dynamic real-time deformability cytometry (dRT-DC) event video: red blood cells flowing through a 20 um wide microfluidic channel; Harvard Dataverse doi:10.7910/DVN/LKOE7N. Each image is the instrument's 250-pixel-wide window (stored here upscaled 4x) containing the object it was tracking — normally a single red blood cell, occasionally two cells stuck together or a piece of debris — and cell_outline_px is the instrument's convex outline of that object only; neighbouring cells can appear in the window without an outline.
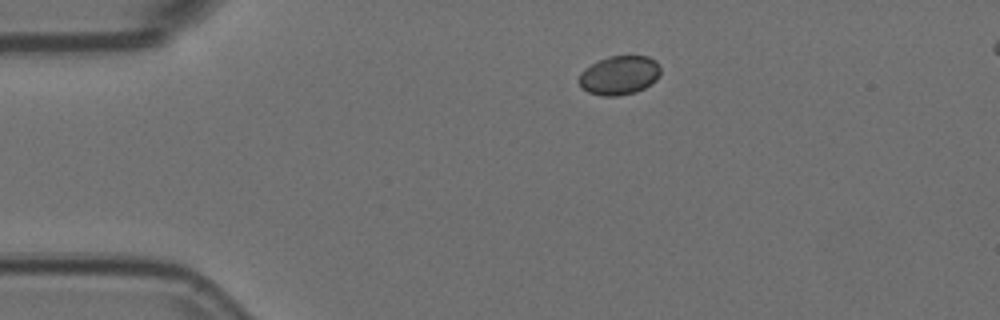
{"species": "Egyptian fruit bat (a non-hibernating species)", "species_latin": "Rousettus aegyptiacus", "temperature_condition": "room temperature", "stored_images_in_passage": 47, "camera_frame_rate_fps": 3000, "um_per_image_px": 0.085, "animal": {"sex": "female"}, "frame": {"image": 1, "passage_image": 1, "time_ms": 0.0, "image_size_px": [1000, 320], "cell_outline_px": [[660, 72], [656, 80], [644, 88], [636, 92], [616, 96], [604, 96], [588, 92], [580, 84], [580, 72], [592, 64], [608, 56], [648, 56], [656, 60], [660, 68]], "centroid_in_image_um": [52.67, 6.39], "position_along_channel_um": 32.3, "area_um2": 18.32}}
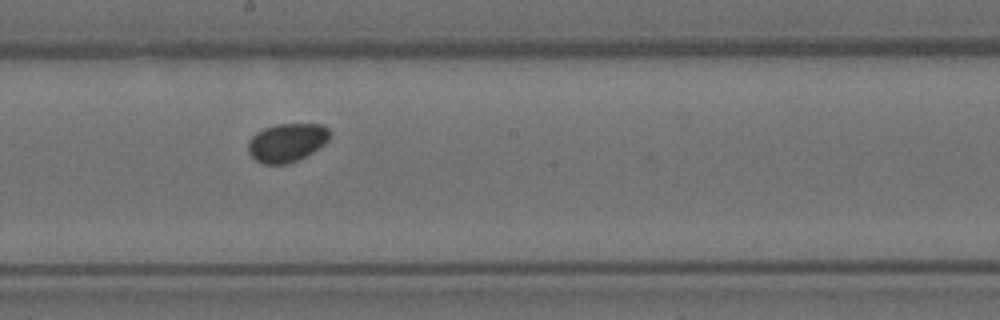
{"frame": {"image": 2, "passage_image": 21, "time_ms": 6.667, "image_size_px": [1000, 320], "cell_outline_px": [[328, 140], [324, 144], [312, 152], [288, 164], [264, 164], [256, 160], [248, 152], [248, 140], [256, 132], [264, 128], [276, 124], [324, 124], [328, 128]], "centroid_in_image_um": [24.36, 12.11], "position_along_channel_um": 223.8, "area_um2": 18.21}}
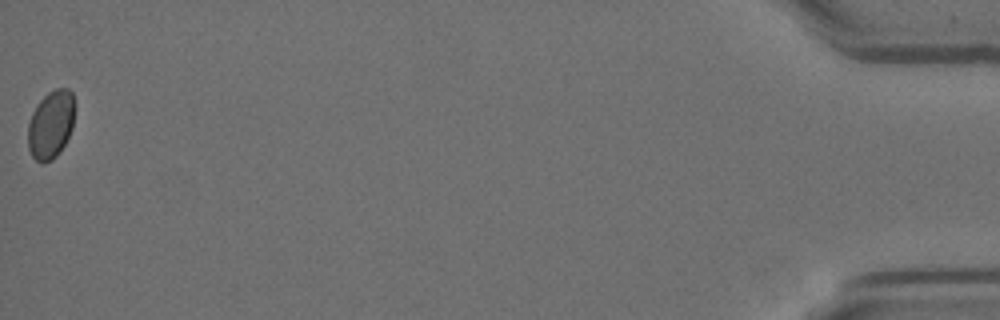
{"frame": {"image": 3, "passage_image": 47, "time_ms": 15.333, "image_size_px": [1000, 320], "cell_outline_px": [[72, 128], [60, 152], [52, 160], [44, 164], [40, 164], [32, 156], [28, 148], [28, 124], [32, 112], [36, 104], [48, 92], [56, 88], [68, 88], [72, 92]], "centroid_in_image_um": [4.28, 10.61], "position_along_channel_um": 430.9, "area_um2": 18.44}, "authors_computed_cell_mechanics": {"area_um2": 18.5538, "velocity_mm_per_s": 3.5425, "shape_relaxation_time_tau1_ms": null, "shape_relaxation_time_tau2_ms": 4.5371, "deformation_change_tau1": null, "deformation_change_tau2": 0.0312}}